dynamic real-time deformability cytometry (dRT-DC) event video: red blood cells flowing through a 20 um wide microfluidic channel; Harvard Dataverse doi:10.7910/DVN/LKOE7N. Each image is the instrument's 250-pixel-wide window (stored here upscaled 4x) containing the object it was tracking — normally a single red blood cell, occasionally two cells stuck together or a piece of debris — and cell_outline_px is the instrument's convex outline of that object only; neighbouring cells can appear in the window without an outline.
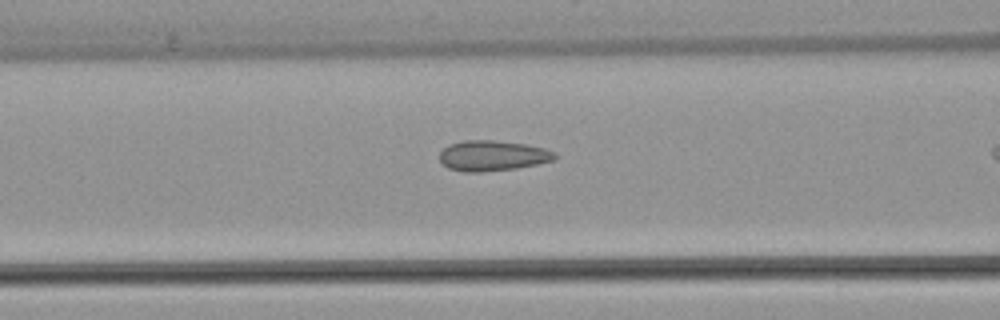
{"species": "common noctule bat (a hibernating species)", "species_latin": "Nyctalus noctula", "temperature_condition": "warm", "stored_images_in_passage": 29, "camera_frame_rate_fps": 3000, "um_per_image_px": 0.085, "animal": {"sex": "female", "body_mass_g": 22.7, "forearm_length_mm": 54.2}, "frame": {"image": 1, "passage_image": 9, "time_ms": 2.667, "image_size_px": [1000, 320], "cell_outline_px": [[556, 156], [552, 160], [536, 164], [516, 168], [480, 172], [464, 172], [448, 168], [440, 160], [440, 152], [448, 144], [464, 140], [492, 140], [528, 144], [544, 148], [556, 152]], "centroid_in_image_um": [41.85, 13.22], "position_along_channel_um": 124.8, "area_um2": 20.4}}
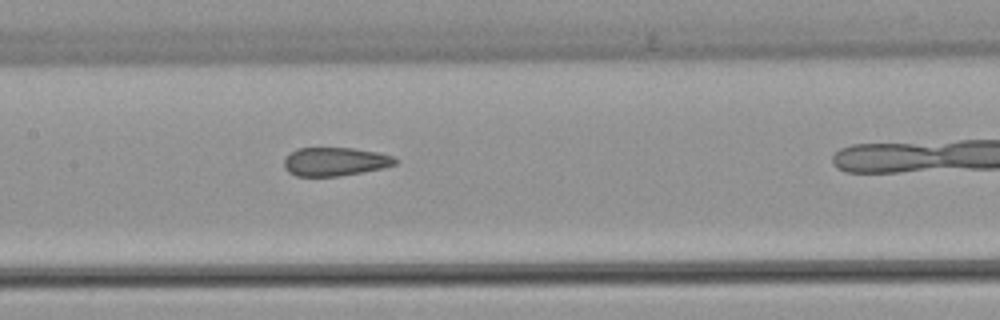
{"frame": {"image": 2, "passage_image": 13, "time_ms": 4.0, "image_size_px": [1000, 320], "cell_outline_px": [[400, 160], [396, 164], [384, 168], [340, 176], [296, 176], [288, 172], [284, 168], [284, 156], [296, 148], [352, 148], [376, 152], [392, 156]], "centroid_in_image_um": [28.45, 13.74], "position_along_channel_um": 178.9, "area_um2": 18.67}}